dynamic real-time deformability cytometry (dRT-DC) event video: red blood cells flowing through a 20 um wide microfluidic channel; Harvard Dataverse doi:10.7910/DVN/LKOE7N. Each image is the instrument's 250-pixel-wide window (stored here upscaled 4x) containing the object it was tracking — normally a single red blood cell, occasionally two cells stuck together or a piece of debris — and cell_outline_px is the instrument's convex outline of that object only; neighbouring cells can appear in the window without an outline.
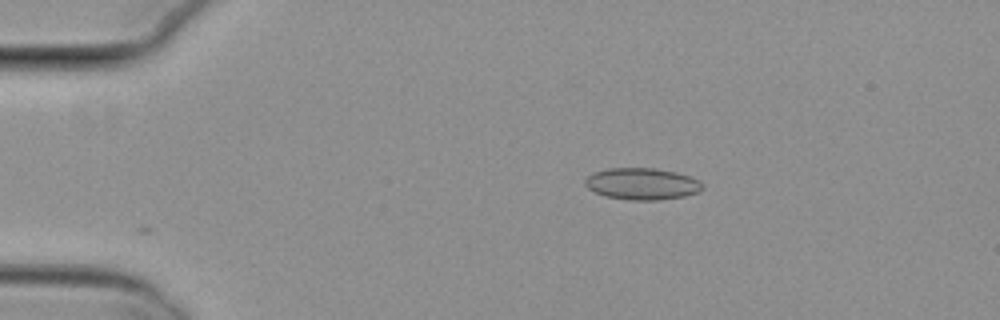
{"species": "common noctule bat (a hibernating species)", "species_latin": "Nyctalus noctula", "temperature_condition": "cold", "stored_images_in_passage": 6, "camera_frame_rate_fps": 3000, "um_per_image_px": 0.085, "animal": {"sex": "female", "body_mass_g": 29.2, "forearm_length_mm": 56.3}, "frame": {"image": 1, "passage_image": 3, "time_ms": 0.667, "image_size_px": [1000, 320], "cell_outline_px": [[704, 188], [700, 192], [684, 196], [660, 200], [628, 200], [604, 196], [588, 188], [584, 184], [584, 180], [592, 172], [608, 168], [656, 168], [676, 172], [688, 176], [704, 184]], "centroid_in_image_um": [54.56, 15.63], "position_along_channel_um": 30.4, "area_um2": 21.85}}
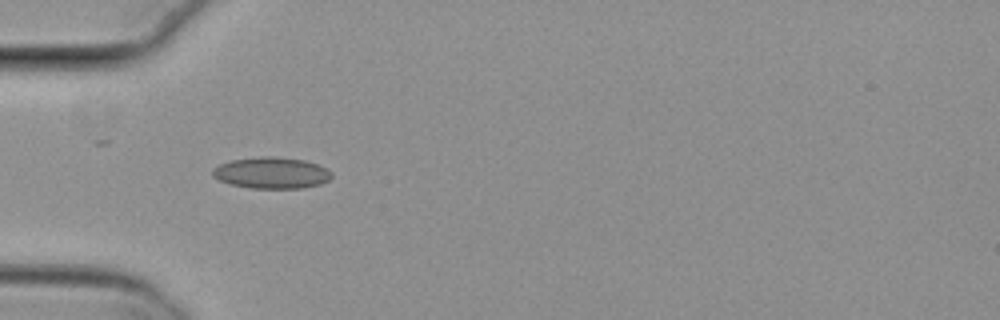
{"frame": {"image": 2, "passage_image": 5, "time_ms": 1.333, "image_size_px": [1000, 320], "cell_outline_px": [[332, 176], [328, 180], [320, 184], [304, 188], [252, 188], [232, 184], [220, 180], [212, 176], [212, 168], [220, 164], [232, 160], [260, 156], [272, 156], [304, 160], [328, 168], [332, 172]], "centroid_in_image_um": [23.09, 14.69], "position_along_channel_um": 61.9, "area_um2": 21.73}}
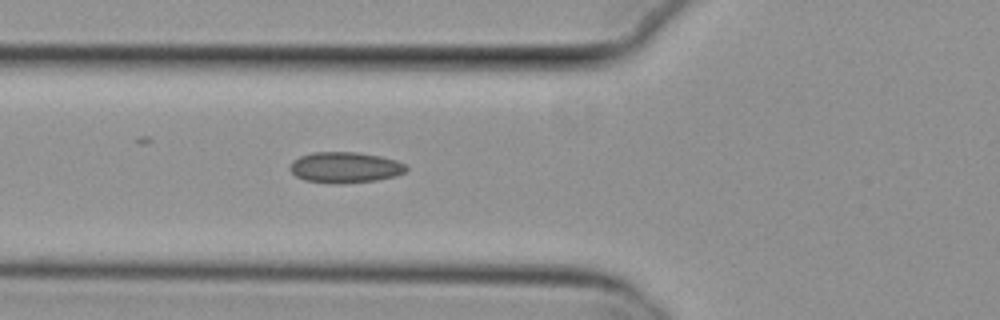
{"frame": {"image": 3, "passage_image": 6, "time_ms": 1.667, "image_size_px": [1000, 320], "cell_outline_px": [[408, 168], [404, 172], [396, 176], [376, 180], [344, 184], [336, 184], [304, 180], [296, 176], [288, 168], [292, 160], [300, 156], [312, 152], [360, 152], [380, 156], [396, 160], [404, 164]], "centroid_in_image_um": [29.31, 14.23], "position_along_channel_um": 96.5, "area_um2": 21.1}}